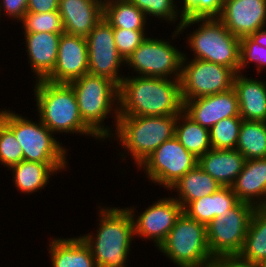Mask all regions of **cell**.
Returning <instances> with one entry per match:
<instances>
[{"label": "cell", "mask_w": 266, "mask_h": 267, "mask_svg": "<svg viewBox=\"0 0 266 267\" xmlns=\"http://www.w3.org/2000/svg\"><path fill=\"white\" fill-rule=\"evenodd\" d=\"M138 76L123 78L119 86L118 116H170L183 112L180 79Z\"/></svg>", "instance_id": "cell-1"}, {"label": "cell", "mask_w": 266, "mask_h": 267, "mask_svg": "<svg viewBox=\"0 0 266 267\" xmlns=\"http://www.w3.org/2000/svg\"><path fill=\"white\" fill-rule=\"evenodd\" d=\"M100 211L96 237L87 234L81 238L90 247L97 267H125L134 235L132 214L128 208Z\"/></svg>", "instance_id": "cell-2"}, {"label": "cell", "mask_w": 266, "mask_h": 267, "mask_svg": "<svg viewBox=\"0 0 266 267\" xmlns=\"http://www.w3.org/2000/svg\"><path fill=\"white\" fill-rule=\"evenodd\" d=\"M35 96L41 122L51 132H65L99 136L83 121L75 93L67 83L37 80Z\"/></svg>", "instance_id": "cell-3"}, {"label": "cell", "mask_w": 266, "mask_h": 267, "mask_svg": "<svg viewBox=\"0 0 266 267\" xmlns=\"http://www.w3.org/2000/svg\"><path fill=\"white\" fill-rule=\"evenodd\" d=\"M200 21H203L202 25L188 38L194 59L220 64L239 73L240 38L233 35L219 18L183 19L175 34Z\"/></svg>", "instance_id": "cell-4"}, {"label": "cell", "mask_w": 266, "mask_h": 267, "mask_svg": "<svg viewBox=\"0 0 266 267\" xmlns=\"http://www.w3.org/2000/svg\"><path fill=\"white\" fill-rule=\"evenodd\" d=\"M177 117L118 116L116 135L140 167L163 142L175 136Z\"/></svg>", "instance_id": "cell-5"}, {"label": "cell", "mask_w": 266, "mask_h": 267, "mask_svg": "<svg viewBox=\"0 0 266 267\" xmlns=\"http://www.w3.org/2000/svg\"><path fill=\"white\" fill-rule=\"evenodd\" d=\"M179 267H207L212 261L207 241V226L184 211L158 247Z\"/></svg>", "instance_id": "cell-6"}, {"label": "cell", "mask_w": 266, "mask_h": 267, "mask_svg": "<svg viewBox=\"0 0 266 267\" xmlns=\"http://www.w3.org/2000/svg\"><path fill=\"white\" fill-rule=\"evenodd\" d=\"M68 84L75 93L83 121L100 138H108L112 133L100 123L111 112L113 100L119 101V86L108 78L89 73Z\"/></svg>", "instance_id": "cell-7"}, {"label": "cell", "mask_w": 266, "mask_h": 267, "mask_svg": "<svg viewBox=\"0 0 266 267\" xmlns=\"http://www.w3.org/2000/svg\"><path fill=\"white\" fill-rule=\"evenodd\" d=\"M0 120L14 133L23 150L24 161L66 163L64 147L42 122L26 120L10 111H0ZM60 144V145H59Z\"/></svg>", "instance_id": "cell-8"}, {"label": "cell", "mask_w": 266, "mask_h": 267, "mask_svg": "<svg viewBox=\"0 0 266 267\" xmlns=\"http://www.w3.org/2000/svg\"><path fill=\"white\" fill-rule=\"evenodd\" d=\"M255 208L238 201L207 225L208 248L213 257L238 255L242 251Z\"/></svg>", "instance_id": "cell-9"}, {"label": "cell", "mask_w": 266, "mask_h": 267, "mask_svg": "<svg viewBox=\"0 0 266 267\" xmlns=\"http://www.w3.org/2000/svg\"><path fill=\"white\" fill-rule=\"evenodd\" d=\"M185 56L180 76L183 102L233 88L236 73L232 69L200 59L191 60L185 67Z\"/></svg>", "instance_id": "cell-10"}, {"label": "cell", "mask_w": 266, "mask_h": 267, "mask_svg": "<svg viewBox=\"0 0 266 267\" xmlns=\"http://www.w3.org/2000/svg\"><path fill=\"white\" fill-rule=\"evenodd\" d=\"M197 164L198 158L174 136L163 142L140 167H144L150 180L169 189Z\"/></svg>", "instance_id": "cell-11"}, {"label": "cell", "mask_w": 266, "mask_h": 267, "mask_svg": "<svg viewBox=\"0 0 266 267\" xmlns=\"http://www.w3.org/2000/svg\"><path fill=\"white\" fill-rule=\"evenodd\" d=\"M183 55L167 41L146 38L125 62L142 76L168 78L174 74L180 79Z\"/></svg>", "instance_id": "cell-12"}, {"label": "cell", "mask_w": 266, "mask_h": 267, "mask_svg": "<svg viewBox=\"0 0 266 267\" xmlns=\"http://www.w3.org/2000/svg\"><path fill=\"white\" fill-rule=\"evenodd\" d=\"M86 41L88 73L108 78L120 86L124 77H120L117 71L125 60L116 48L113 27L104 17L90 31Z\"/></svg>", "instance_id": "cell-13"}, {"label": "cell", "mask_w": 266, "mask_h": 267, "mask_svg": "<svg viewBox=\"0 0 266 267\" xmlns=\"http://www.w3.org/2000/svg\"><path fill=\"white\" fill-rule=\"evenodd\" d=\"M88 73V47L86 38L61 34L58 57L53 71L45 80L70 83Z\"/></svg>", "instance_id": "cell-14"}, {"label": "cell", "mask_w": 266, "mask_h": 267, "mask_svg": "<svg viewBox=\"0 0 266 267\" xmlns=\"http://www.w3.org/2000/svg\"><path fill=\"white\" fill-rule=\"evenodd\" d=\"M128 210L132 214L134 234L154 239L157 247L165 240L177 218L183 212L182 205L175 198L158 200L140 214L138 219L133 217L134 209Z\"/></svg>", "instance_id": "cell-15"}, {"label": "cell", "mask_w": 266, "mask_h": 267, "mask_svg": "<svg viewBox=\"0 0 266 267\" xmlns=\"http://www.w3.org/2000/svg\"><path fill=\"white\" fill-rule=\"evenodd\" d=\"M183 113L209 130L220 120L239 116V104L234 88L214 95L184 101Z\"/></svg>", "instance_id": "cell-16"}, {"label": "cell", "mask_w": 266, "mask_h": 267, "mask_svg": "<svg viewBox=\"0 0 266 267\" xmlns=\"http://www.w3.org/2000/svg\"><path fill=\"white\" fill-rule=\"evenodd\" d=\"M236 37L250 36L266 23V0H224L219 17Z\"/></svg>", "instance_id": "cell-17"}, {"label": "cell", "mask_w": 266, "mask_h": 267, "mask_svg": "<svg viewBox=\"0 0 266 267\" xmlns=\"http://www.w3.org/2000/svg\"><path fill=\"white\" fill-rule=\"evenodd\" d=\"M65 33L87 38L104 16L102 0H59Z\"/></svg>", "instance_id": "cell-18"}, {"label": "cell", "mask_w": 266, "mask_h": 267, "mask_svg": "<svg viewBox=\"0 0 266 267\" xmlns=\"http://www.w3.org/2000/svg\"><path fill=\"white\" fill-rule=\"evenodd\" d=\"M245 157L236 149H210L198 158V165L222 187H231L243 170Z\"/></svg>", "instance_id": "cell-19"}, {"label": "cell", "mask_w": 266, "mask_h": 267, "mask_svg": "<svg viewBox=\"0 0 266 267\" xmlns=\"http://www.w3.org/2000/svg\"><path fill=\"white\" fill-rule=\"evenodd\" d=\"M60 33H25L30 67L38 77L45 79L54 69L58 57Z\"/></svg>", "instance_id": "cell-20"}, {"label": "cell", "mask_w": 266, "mask_h": 267, "mask_svg": "<svg viewBox=\"0 0 266 267\" xmlns=\"http://www.w3.org/2000/svg\"><path fill=\"white\" fill-rule=\"evenodd\" d=\"M231 188L240 202L266 207V200L257 201L258 204L254 200L266 196V158L246 160Z\"/></svg>", "instance_id": "cell-21"}, {"label": "cell", "mask_w": 266, "mask_h": 267, "mask_svg": "<svg viewBox=\"0 0 266 267\" xmlns=\"http://www.w3.org/2000/svg\"><path fill=\"white\" fill-rule=\"evenodd\" d=\"M233 88L237 94L239 116L247 121H266V84L236 73Z\"/></svg>", "instance_id": "cell-22"}, {"label": "cell", "mask_w": 266, "mask_h": 267, "mask_svg": "<svg viewBox=\"0 0 266 267\" xmlns=\"http://www.w3.org/2000/svg\"><path fill=\"white\" fill-rule=\"evenodd\" d=\"M238 201L231 187H221L213 194L192 201L183 211L190 218L207 226L215 217L224 214Z\"/></svg>", "instance_id": "cell-23"}, {"label": "cell", "mask_w": 266, "mask_h": 267, "mask_svg": "<svg viewBox=\"0 0 266 267\" xmlns=\"http://www.w3.org/2000/svg\"><path fill=\"white\" fill-rule=\"evenodd\" d=\"M50 242L52 267H97L90 247L80 237Z\"/></svg>", "instance_id": "cell-24"}, {"label": "cell", "mask_w": 266, "mask_h": 267, "mask_svg": "<svg viewBox=\"0 0 266 267\" xmlns=\"http://www.w3.org/2000/svg\"><path fill=\"white\" fill-rule=\"evenodd\" d=\"M222 186L198 164L188 171L183 177L175 182L170 189H175L180 193L179 199L175 198L183 210L192 202L205 195L216 192Z\"/></svg>", "instance_id": "cell-25"}, {"label": "cell", "mask_w": 266, "mask_h": 267, "mask_svg": "<svg viewBox=\"0 0 266 267\" xmlns=\"http://www.w3.org/2000/svg\"><path fill=\"white\" fill-rule=\"evenodd\" d=\"M67 163H38L21 161L10 167L15 174L16 187L24 193H32L46 186L49 175L65 168Z\"/></svg>", "instance_id": "cell-26"}, {"label": "cell", "mask_w": 266, "mask_h": 267, "mask_svg": "<svg viewBox=\"0 0 266 267\" xmlns=\"http://www.w3.org/2000/svg\"><path fill=\"white\" fill-rule=\"evenodd\" d=\"M238 256L255 265L266 258V207L254 209L244 246Z\"/></svg>", "instance_id": "cell-27"}, {"label": "cell", "mask_w": 266, "mask_h": 267, "mask_svg": "<svg viewBox=\"0 0 266 267\" xmlns=\"http://www.w3.org/2000/svg\"><path fill=\"white\" fill-rule=\"evenodd\" d=\"M180 119H182L183 122L185 121L182 125L179 124L180 122L178 120ZM175 137L182 146L196 158L201 157L211 149L209 129L196 123L185 113L183 114V112L178 114L176 119Z\"/></svg>", "instance_id": "cell-28"}, {"label": "cell", "mask_w": 266, "mask_h": 267, "mask_svg": "<svg viewBox=\"0 0 266 267\" xmlns=\"http://www.w3.org/2000/svg\"><path fill=\"white\" fill-rule=\"evenodd\" d=\"M113 28L144 30L146 15L129 0L104 2V16Z\"/></svg>", "instance_id": "cell-29"}, {"label": "cell", "mask_w": 266, "mask_h": 267, "mask_svg": "<svg viewBox=\"0 0 266 267\" xmlns=\"http://www.w3.org/2000/svg\"><path fill=\"white\" fill-rule=\"evenodd\" d=\"M236 150L246 160L266 158V121L243 120Z\"/></svg>", "instance_id": "cell-30"}, {"label": "cell", "mask_w": 266, "mask_h": 267, "mask_svg": "<svg viewBox=\"0 0 266 267\" xmlns=\"http://www.w3.org/2000/svg\"><path fill=\"white\" fill-rule=\"evenodd\" d=\"M243 119L228 117L216 123L210 131L212 149H236Z\"/></svg>", "instance_id": "cell-31"}, {"label": "cell", "mask_w": 266, "mask_h": 267, "mask_svg": "<svg viewBox=\"0 0 266 267\" xmlns=\"http://www.w3.org/2000/svg\"><path fill=\"white\" fill-rule=\"evenodd\" d=\"M21 22L25 29L24 33H65L59 10L42 13L27 12Z\"/></svg>", "instance_id": "cell-32"}, {"label": "cell", "mask_w": 266, "mask_h": 267, "mask_svg": "<svg viewBox=\"0 0 266 267\" xmlns=\"http://www.w3.org/2000/svg\"><path fill=\"white\" fill-rule=\"evenodd\" d=\"M224 0H183L180 17L183 19L219 18ZM219 14V15H218Z\"/></svg>", "instance_id": "cell-33"}, {"label": "cell", "mask_w": 266, "mask_h": 267, "mask_svg": "<svg viewBox=\"0 0 266 267\" xmlns=\"http://www.w3.org/2000/svg\"><path fill=\"white\" fill-rule=\"evenodd\" d=\"M23 160L20 143L14 133L0 120V162L10 168Z\"/></svg>", "instance_id": "cell-34"}, {"label": "cell", "mask_w": 266, "mask_h": 267, "mask_svg": "<svg viewBox=\"0 0 266 267\" xmlns=\"http://www.w3.org/2000/svg\"><path fill=\"white\" fill-rule=\"evenodd\" d=\"M113 34L116 48L125 61L146 39L144 30L113 28Z\"/></svg>", "instance_id": "cell-35"}, {"label": "cell", "mask_w": 266, "mask_h": 267, "mask_svg": "<svg viewBox=\"0 0 266 267\" xmlns=\"http://www.w3.org/2000/svg\"><path fill=\"white\" fill-rule=\"evenodd\" d=\"M137 6L146 16L153 15L157 18L174 21L177 14L176 5L173 0H129ZM175 5V6H174Z\"/></svg>", "instance_id": "cell-36"}, {"label": "cell", "mask_w": 266, "mask_h": 267, "mask_svg": "<svg viewBox=\"0 0 266 267\" xmlns=\"http://www.w3.org/2000/svg\"><path fill=\"white\" fill-rule=\"evenodd\" d=\"M256 62L258 72L261 71V66H266V47L259 45L250 36H245L240 39V63L239 73L248 62Z\"/></svg>", "instance_id": "cell-37"}, {"label": "cell", "mask_w": 266, "mask_h": 267, "mask_svg": "<svg viewBox=\"0 0 266 267\" xmlns=\"http://www.w3.org/2000/svg\"><path fill=\"white\" fill-rule=\"evenodd\" d=\"M207 267H257V265L241 259L238 255H232L213 257Z\"/></svg>", "instance_id": "cell-38"}, {"label": "cell", "mask_w": 266, "mask_h": 267, "mask_svg": "<svg viewBox=\"0 0 266 267\" xmlns=\"http://www.w3.org/2000/svg\"><path fill=\"white\" fill-rule=\"evenodd\" d=\"M4 7L5 13L7 12V15L22 20L24 15L27 13V6H28V0H3V3L1 2Z\"/></svg>", "instance_id": "cell-39"}, {"label": "cell", "mask_w": 266, "mask_h": 267, "mask_svg": "<svg viewBox=\"0 0 266 267\" xmlns=\"http://www.w3.org/2000/svg\"><path fill=\"white\" fill-rule=\"evenodd\" d=\"M59 9V0H28L27 12H50Z\"/></svg>", "instance_id": "cell-40"}, {"label": "cell", "mask_w": 266, "mask_h": 267, "mask_svg": "<svg viewBox=\"0 0 266 267\" xmlns=\"http://www.w3.org/2000/svg\"><path fill=\"white\" fill-rule=\"evenodd\" d=\"M250 37L259 45L266 47V29L260 28L256 32L250 35Z\"/></svg>", "instance_id": "cell-41"}, {"label": "cell", "mask_w": 266, "mask_h": 267, "mask_svg": "<svg viewBox=\"0 0 266 267\" xmlns=\"http://www.w3.org/2000/svg\"><path fill=\"white\" fill-rule=\"evenodd\" d=\"M257 267H266V258H264L261 262H259Z\"/></svg>", "instance_id": "cell-42"}]
</instances>
